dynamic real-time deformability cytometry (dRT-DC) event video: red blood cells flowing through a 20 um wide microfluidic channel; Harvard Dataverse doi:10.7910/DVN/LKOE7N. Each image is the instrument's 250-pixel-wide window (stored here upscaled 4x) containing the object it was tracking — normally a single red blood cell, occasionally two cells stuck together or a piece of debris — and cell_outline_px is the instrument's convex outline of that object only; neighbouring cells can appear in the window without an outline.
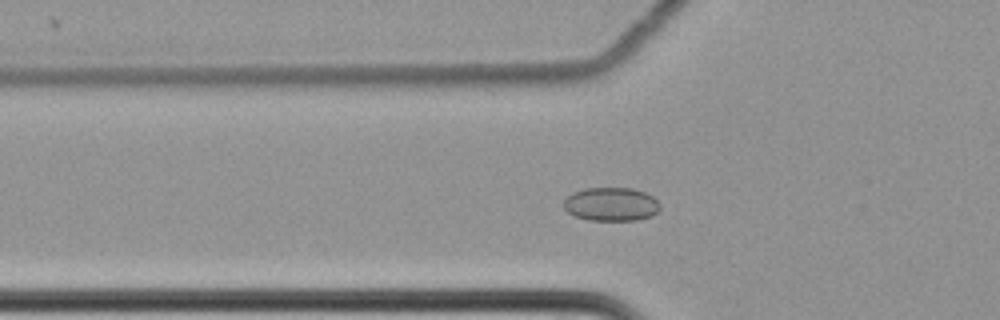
{"species": "common noctule bat (a hibernating species)", "species_latin": "Nyctalus noctula", "temperature_condition": "cold", "stored_images_in_passage": 61, "camera_frame_rate_fps": 3000, "um_per_image_px": 0.085, "animal": {"sex": "female", "body_mass_g": 22.7, "forearm_length_mm": 54.2}, "frame": {"image": 1, "passage_image": 22, "time_ms": 7.0, "image_size_px": [1000, 320], "cell_outline_px": [[660, 208], [652, 216], [636, 220], [588, 220], [576, 216], [568, 212], [564, 208], [564, 200], [572, 192], [584, 188], [632, 188], [644, 192], [652, 196], [660, 204]], "centroid_in_image_um": [51.94, 17.35], "position_along_channel_um": 73.9, "area_um2": 18.84}}
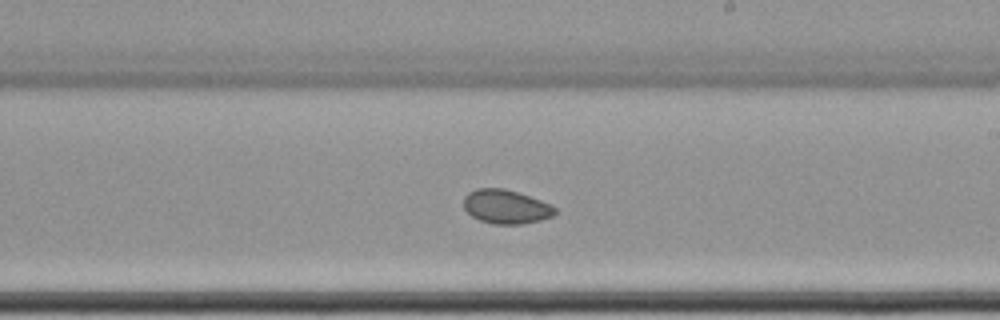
{"frame": {"image": 2, "passage_image": 37, "time_ms": 12.0, "image_size_px": [1000, 320], "cell_outline_px": [[556, 212], [552, 216], [540, 220], [520, 224], [492, 224], [480, 220], [472, 216], [464, 208], [464, 196], [468, 192], [476, 188], [504, 188], [552, 204], [556, 208]], "centroid_in_image_um": [42.99, 17.57], "position_along_channel_um": 246.0, "area_um2": 18.03}}
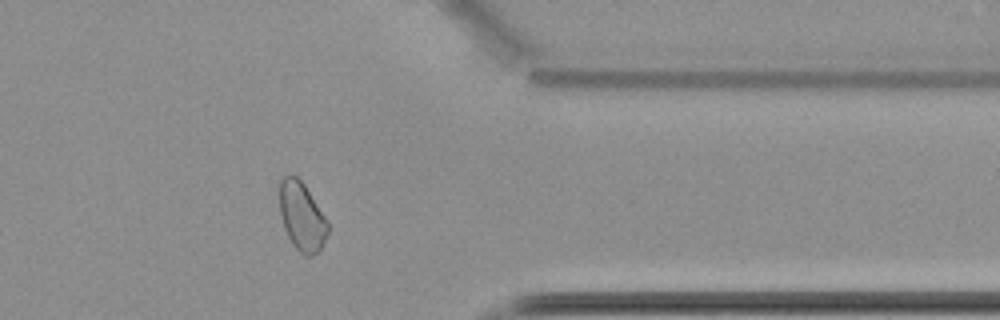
{"frame": {"image": 3, "passage_image": 50, "time_ms": 16.333, "image_size_px": [1000, 320], "cell_outline_px": [[328, 232], [324, 244], [312, 256], [304, 256], [292, 244], [284, 228], [280, 212], [280, 180], [288, 172], [292, 172], [304, 184], [328, 220]], "centroid_in_image_um": [25.66, 18.38], "position_along_channel_um": 385.7, "area_um2": 19.42}, "authors_computed_cell_mechanics": {"area_um2": 19.652, "velocity_mm_per_s": 3.4699, "shape_relaxation_time_tau1_ms": 10.0086, "shape_relaxation_time_tau2_ms": null, "deformation_change_tau1": 0.0456, "deformation_change_tau2": null}}